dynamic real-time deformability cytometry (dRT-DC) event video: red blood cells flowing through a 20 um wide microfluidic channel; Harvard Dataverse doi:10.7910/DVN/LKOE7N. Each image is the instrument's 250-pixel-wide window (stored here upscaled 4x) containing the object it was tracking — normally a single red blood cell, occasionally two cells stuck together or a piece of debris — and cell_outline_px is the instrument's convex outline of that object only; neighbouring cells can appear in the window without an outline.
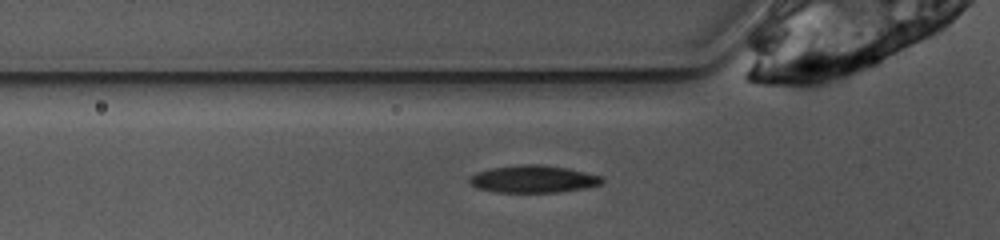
{"species": "common noctule bat (a hibernating species)", "species_latin": "Nyctalus noctula", "temperature_condition": "warm", "stored_images_in_passage": 29, "camera_frame_rate_fps": 3000, "um_per_image_px": 0.085, "animal": {"sex": "female", "body_mass_g": 10.0, "forearm_length_mm": 53.1}, "frame": {"image": 1, "passage_image": 3, "time_ms": 0.667, "image_size_px": [1000, 240], "cell_outline_px": [[604, 184], [584, 188], [556, 192], [496, 192], [476, 188], [468, 180], [476, 172], [492, 168], [524, 164], [544, 164], [568, 168], [604, 176]], "centroid_in_image_um": [45.39, 15.21], "position_along_channel_um": 80.4, "area_um2": 21.21}}
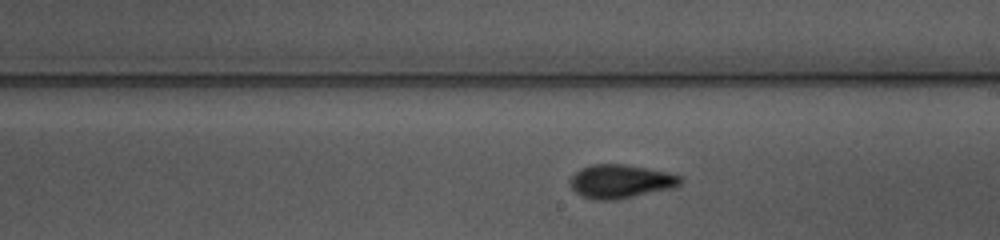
{"frame": {"image": 2, "passage_image": 15, "time_ms": 4.667, "image_size_px": [1000, 240], "cell_outline_px": [[684, 180], [676, 188], [616, 200], [592, 200], [580, 196], [568, 184], [572, 176], [580, 168], [592, 164], [624, 164], [648, 168], [668, 172], [680, 176]], "centroid_in_image_um": [52.76, 15.43], "position_along_channel_um": 236.2, "area_um2": 22.02}}
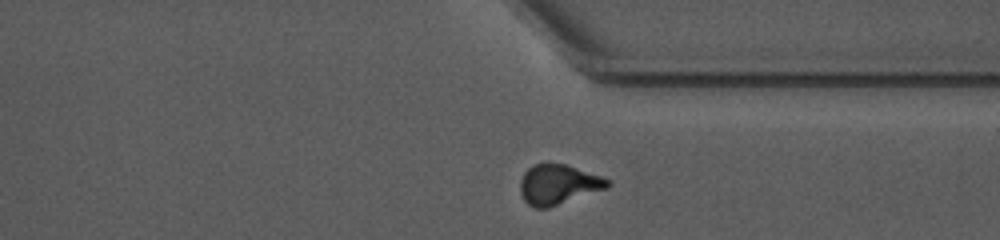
{"frame": {"image": 3, "passage_image": 25, "time_ms": 8.0, "image_size_px": [1000, 240], "cell_outline_px": [[612, 184], [608, 188], [548, 208], [536, 208], [528, 204], [524, 200], [520, 192], [520, 180], [524, 172], [532, 164], [548, 160], [564, 164], [600, 176], [608, 180]], "centroid_in_image_um": [47.41, 15.65], "position_along_channel_um": 364.0, "area_um2": 20.63}, "authors_computed_cell_mechanics": {"area_um2": 21.097, "velocity_mm_per_s": 3.862, "shape_relaxation_time_tau1_ms": 3.5749, "shape_relaxation_time_tau2_ms": 3.275, "deformation_change_tau1": 0.1603, "deformation_change_tau2": 0.0579}}